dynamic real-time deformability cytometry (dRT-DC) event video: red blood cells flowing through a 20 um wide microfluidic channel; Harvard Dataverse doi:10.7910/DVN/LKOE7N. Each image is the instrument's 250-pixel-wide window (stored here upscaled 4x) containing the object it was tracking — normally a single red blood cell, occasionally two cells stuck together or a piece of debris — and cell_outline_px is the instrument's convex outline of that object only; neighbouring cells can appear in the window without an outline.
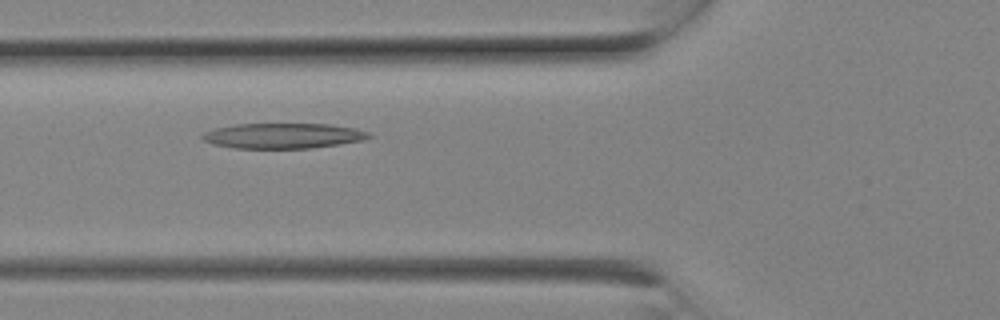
{"species": "Egyptian fruit bat (a non-hibernating species)", "species_latin": "Rousettus aegyptiacus", "temperature_condition": "room temperature", "stored_images_in_passage": 3, "camera_frame_rate_fps": 3000, "um_per_image_px": 0.085, "animal": {"sex": "female"}, "frame": {"image": 1, "passage_image": 2, "time_ms": 0.333, "image_size_px": [1000, 320], "cell_outline_px": [[372, 136], [360, 140], [340, 144], [312, 148], [236, 148], [212, 144], [204, 140], [200, 136], [204, 132], [216, 128], [236, 124], [332, 124], [356, 128], [368, 132]], "centroid_in_image_um": [24.06, 11.54], "position_along_channel_um": 101.7, "area_um2": 24.45}}
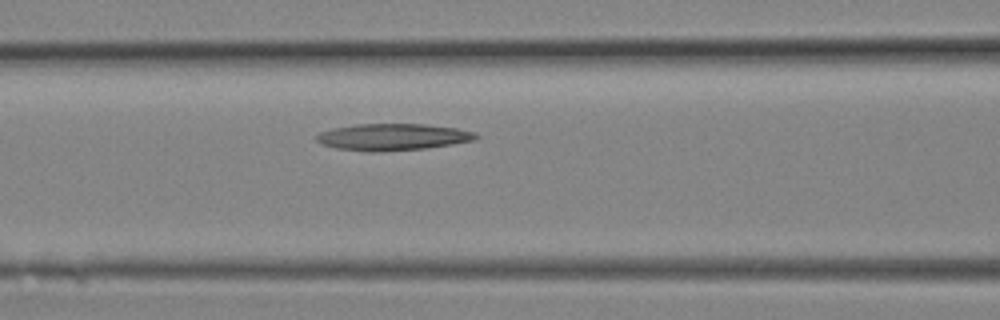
{"frame": {"image": 2, "passage_image": 3, "time_ms": 0.667, "image_size_px": [1000, 320], "cell_outline_px": [[480, 136], [476, 140], [452, 144], [424, 148], [380, 152], [372, 152], [336, 148], [324, 144], [316, 140], [316, 136], [320, 132], [332, 128], [356, 124], [424, 124], [456, 128], [476, 132]], "centroid_in_image_um": [33.41, 11.64], "position_along_channel_um": 133.2, "area_um2": 24.8}}